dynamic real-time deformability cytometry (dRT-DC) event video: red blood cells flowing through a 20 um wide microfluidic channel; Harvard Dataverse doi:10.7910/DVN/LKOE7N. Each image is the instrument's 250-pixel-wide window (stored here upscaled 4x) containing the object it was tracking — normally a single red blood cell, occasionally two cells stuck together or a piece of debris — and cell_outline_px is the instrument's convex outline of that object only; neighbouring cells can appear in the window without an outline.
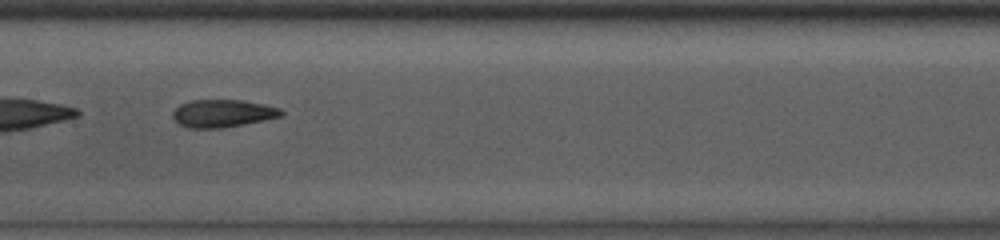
{"species": "common noctule bat (a hibernating species)", "species_latin": "Nyctalus noctula", "temperature_condition": "room temperature", "stored_images_in_passage": 53, "segment_of_instrument_passage": [2, 2], "camera_frame_rate_fps": 3000, "um_per_image_px": 0.085, "animal": {"sex": "male", "body_mass_g": 13.0, "forearm_length_mm": 53.1}, "frame": {"image": 1, "passage_image": 28, "time_ms": 9.0, "image_size_px": [1000, 240], "cell_outline_px": [[284, 112], [280, 116], [264, 120], [224, 128], [188, 128], [180, 124], [172, 116], [172, 112], [180, 104], [192, 100], [244, 100], [264, 104], [280, 108]], "centroid_in_image_um": [18.93, 9.63], "position_along_channel_um": 188.5, "area_um2": 17.46}}
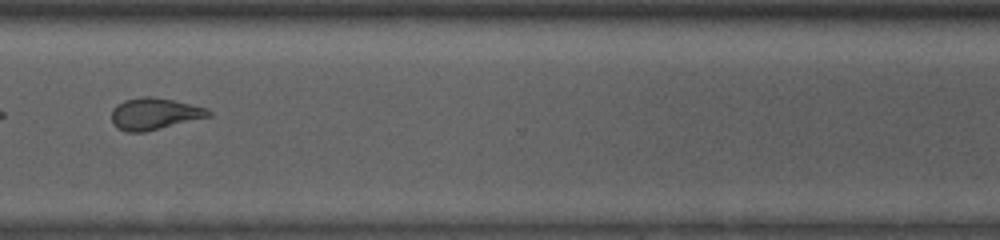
{"frame": {"image": 2, "passage_image": 41, "time_ms": 13.333, "image_size_px": [1000, 240], "cell_outline_px": [[212, 116], [144, 132], [128, 132], [116, 128], [112, 124], [112, 108], [124, 100], [140, 96], [152, 96], [172, 100], [208, 108], [212, 112]], "centroid_in_image_um": [13.12, 9.67], "position_along_channel_um": 357.5, "area_um2": 18.03}}